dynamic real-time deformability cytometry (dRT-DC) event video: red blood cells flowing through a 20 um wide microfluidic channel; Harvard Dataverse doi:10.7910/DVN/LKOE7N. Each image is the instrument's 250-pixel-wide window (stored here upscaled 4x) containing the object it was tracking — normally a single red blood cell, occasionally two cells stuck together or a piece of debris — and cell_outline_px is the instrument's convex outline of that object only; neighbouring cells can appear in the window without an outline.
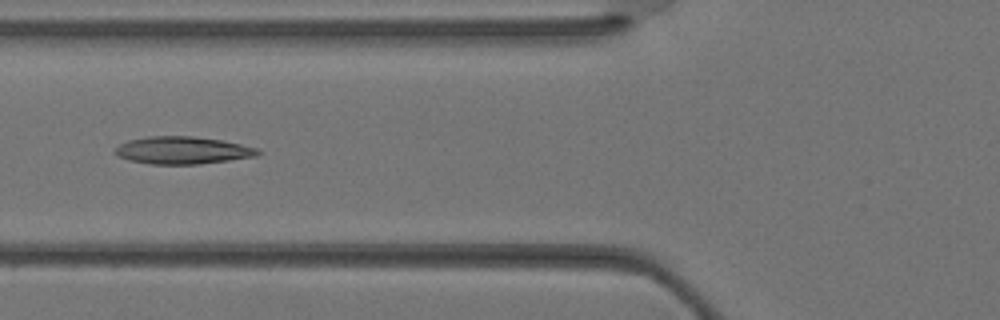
{"species": "Egyptian fruit bat (a non-hibernating species)", "species_latin": "Rousettus aegyptiacus", "temperature_condition": "warm", "stored_images_in_passage": 31, "camera_frame_rate_fps": 3000, "um_per_image_px": 0.085, "animal": {"sex": "female"}, "frame": {"image": 1, "passage_image": 9, "time_ms": 2.667, "image_size_px": [1000, 320], "cell_outline_px": [[260, 152], [256, 156], [200, 164], [152, 164], [128, 160], [120, 156], [116, 152], [116, 148], [120, 144], [128, 140], [148, 136], [192, 136], [220, 140], [240, 144], [256, 148]], "centroid_in_image_um": [15.5, 12.77], "position_along_channel_um": 110.3, "area_um2": 22.48}}
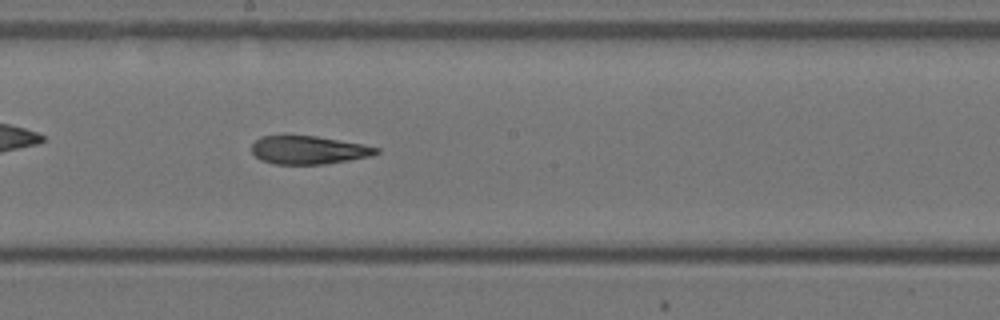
{"frame": {"image": 2, "passage_image": 15, "time_ms": 4.667, "image_size_px": [1000, 320], "cell_outline_px": [[380, 152], [372, 156], [324, 164], [276, 164], [260, 160], [252, 152], [252, 144], [256, 140], [264, 136], [284, 132], [316, 136], [360, 144], [380, 148]], "centroid_in_image_um": [26.17, 12.71], "position_along_channel_um": 222.0, "area_um2": 20.98}}
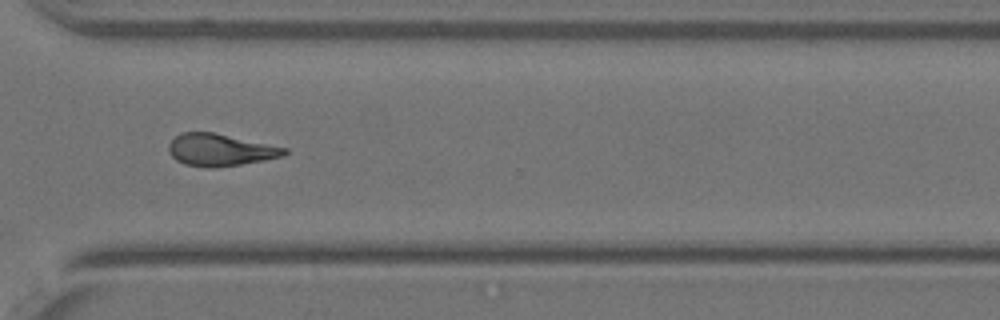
{"frame": {"image": 3, "passage_image": 22, "time_ms": 7.0, "image_size_px": [1000, 320], "cell_outline_px": [[288, 152], [284, 156], [264, 160], [240, 164], [212, 168], [208, 168], [184, 164], [176, 160], [168, 152], [168, 144], [180, 132], [212, 132], [288, 148]], "centroid_in_image_um": [18.7, 12.74], "position_along_channel_um": 351.9, "area_um2": 21.62}}